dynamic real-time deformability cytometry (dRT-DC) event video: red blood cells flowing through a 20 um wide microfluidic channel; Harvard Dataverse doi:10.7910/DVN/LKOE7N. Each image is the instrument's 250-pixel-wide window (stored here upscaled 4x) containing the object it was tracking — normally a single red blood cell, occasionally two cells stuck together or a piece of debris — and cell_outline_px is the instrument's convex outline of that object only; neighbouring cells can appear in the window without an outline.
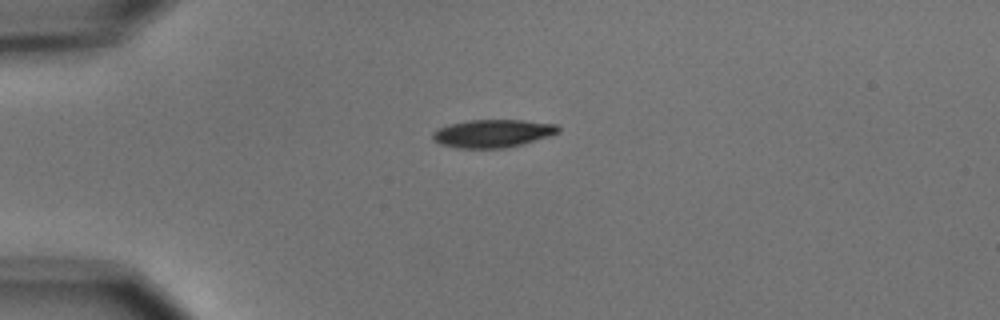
{"species": "common noctule bat (a hibernating species)", "species_latin": "Nyctalus noctula", "temperature_condition": "cold", "stored_images_in_passage": 3, "camera_frame_rate_fps": 3000, "um_per_image_px": 0.085, "animal": {"sex": "male", "body_mass_g": 15.6}, "frame": {"image": 1, "passage_image": 3, "time_ms": 2.333, "image_size_px": [1000, 320], "cell_outline_px": [[560, 132], [524, 144], [504, 148], [456, 148], [440, 144], [432, 140], [432, 132], [436, 128], [448, 124], [468, 120], [524, 120], [556, 124], [560, 128]], "centroid_in_image_um": [41.84, 11.34], "position_along_channel_um": 43.2, "area_um2": 20.69}}